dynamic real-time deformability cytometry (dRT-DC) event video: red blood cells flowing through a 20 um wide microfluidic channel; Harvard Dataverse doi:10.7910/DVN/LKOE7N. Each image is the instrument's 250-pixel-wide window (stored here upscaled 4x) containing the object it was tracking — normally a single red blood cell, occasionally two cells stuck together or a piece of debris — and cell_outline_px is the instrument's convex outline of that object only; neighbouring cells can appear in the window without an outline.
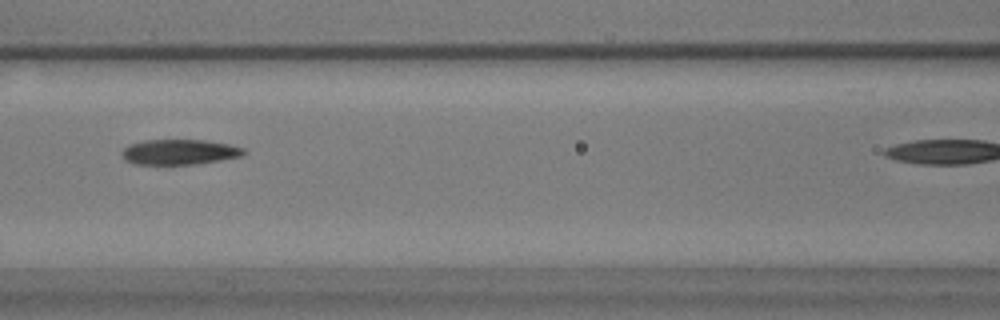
{"species": "common noctule bat (a hibernating species)", "species_latin": "Nyctalus noctula", "temperature_condition": "warm", "stored_images_in_passage": 33, "camera_frame_rate_fps": 3000, "um_per_image_px": 0.085, "animal": {"sex": "male", "body_mass_g": 17.9}, "frame": {"image": 1, "passage_image": 11, "time_ms": 3.333, "image_size_px": [1000, 320], "cell_outline_px": [[248, 152], [244, 156], [192, 164], [136, 164], [124, 160], [120, 152], [128, 144], [144, 140], [204, 140], [228, 144], [244, 148]], "centroid_in_image_um": [15.24, 12.91], "position_along_channel_um": 151.4, "area_um2": 17.98}}
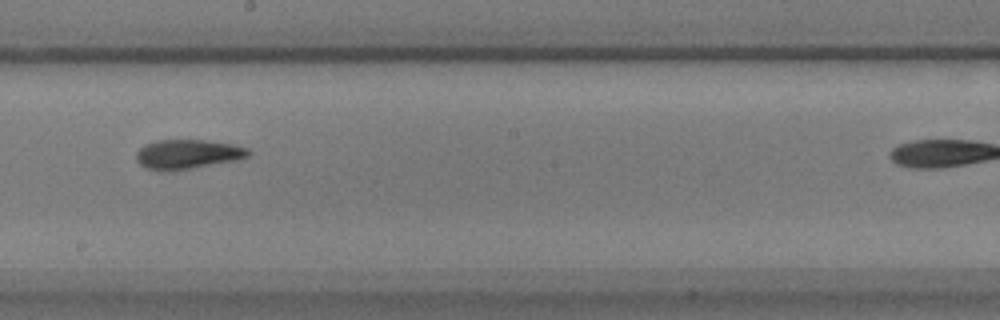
{"frame": {"image": 2, "passage_image": 18, "time_ms": 5.667, "image_size_px": [1000, 320], "cell_outline_px": [[252, 152], [248, 156], [236, 160], [192, 168], [168, 172], [144, 168], [136, 160], [136, 152], [144, 144], [156, 140], [204, 140], [232, 144], [248, 148]], "centroid_in_image_um": [15.91, 13.11], "position_along_channel_um": 232.3, "area_um2": 19.36}}
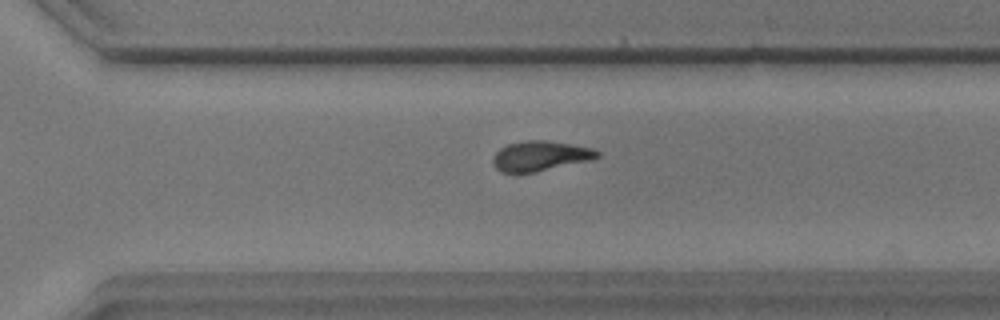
{"frame": {"image": 3, "passage_image": 26, "time_ms": 8.333, "image_size_px": [1000, 320], "cell_outline_px": [[600, 156], [592, 160], [532, 172], [500, 172], [496, 168], [492, 160], [496, 152], [500, 148], [508, 144], [528, 140], [548, 140], [592, 148], [600, 152]], "centroid_in_image_um": [45.94, 13.24], "position_along_channel_um": 324.7, "area_um2": 18.03}}